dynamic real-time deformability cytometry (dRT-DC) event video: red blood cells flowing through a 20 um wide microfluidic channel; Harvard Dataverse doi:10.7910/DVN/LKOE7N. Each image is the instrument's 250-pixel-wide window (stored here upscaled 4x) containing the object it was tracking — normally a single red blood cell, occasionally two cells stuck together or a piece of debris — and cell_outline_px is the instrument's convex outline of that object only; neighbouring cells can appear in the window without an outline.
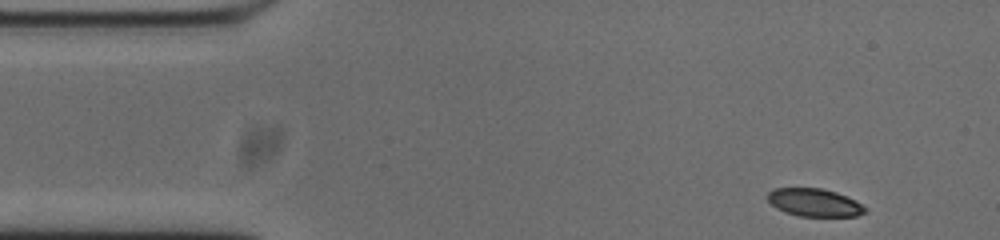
{"species": "common noctule bat (a hibernating species)", "species_latin": "Nyctalus noctula", "temperature_condition": "cold", "stored_images_in_passage": 51, "segment_of_instrument_passage": [1, 2], "camera_frame_rate_fps": 3000, "um_per_image_px": 0.085, "animal": {"sex": "male", "body_mass_g": 20.0, "forearm_length_mm": 53.3}, "frame": {"image": 1, "passage_image": 1, "time_ms": 0.0, "image_size_px": [1000, 240], "cell_outline_px": [[868, 212], [856, 216], [800, 216], [784, 212], [776, 208], [768, 200], [768, 192], [772, 188], [820, 188], [836, 192], [848, 196], [856, 200], [868, 208]], "centroid_in_image_um": [69.26, 17.21], "position_along_channel_um": 15.7, "area_um2": 16.01}}
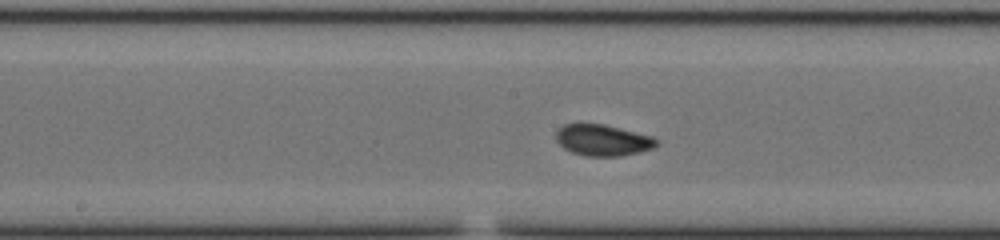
{"frame": {"image": 2, "passage_image": 22, "time_ms": 7.0, "image_size_px": [1000, 240], "cell_outline_px": [[660, 144], [652, 148], [640, 152], [620, 156], [588, 156], [572, 152], [564, 148], [556, 140], [556, 128], [564, 124], [604, 124], [652, 136], [660, 140]], "centroid_in_image_um": [51.25, 11.91], "position_along_channel_um": 196.9, "area_um2": 18.38}}
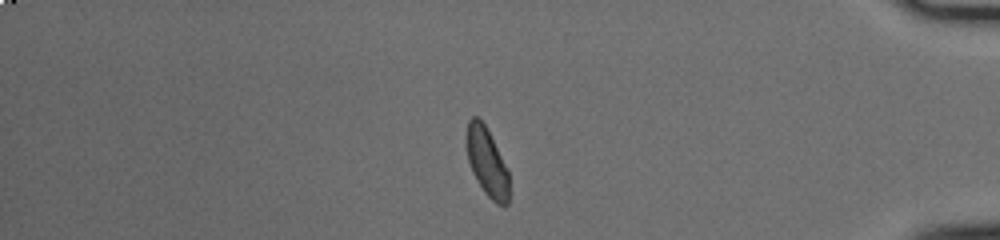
{"frame": {"image": 3, "passage_image": 41, "time_ms": 13.333, "image_size_px": [1000, 240], "cell_outline_px": [[508, 204], [504, 208], [496, 204], [484, 192], [476, 180], [472, 172], [468, 160], [464, 144], [464, 136], [468, 120], [472, 116], [476, 116], [484, 124], [508, 172]], "centroid_in_image_um": [41.33, 13.78], "position_along_channel_um": 393.9, "area_um2": 16.99}}